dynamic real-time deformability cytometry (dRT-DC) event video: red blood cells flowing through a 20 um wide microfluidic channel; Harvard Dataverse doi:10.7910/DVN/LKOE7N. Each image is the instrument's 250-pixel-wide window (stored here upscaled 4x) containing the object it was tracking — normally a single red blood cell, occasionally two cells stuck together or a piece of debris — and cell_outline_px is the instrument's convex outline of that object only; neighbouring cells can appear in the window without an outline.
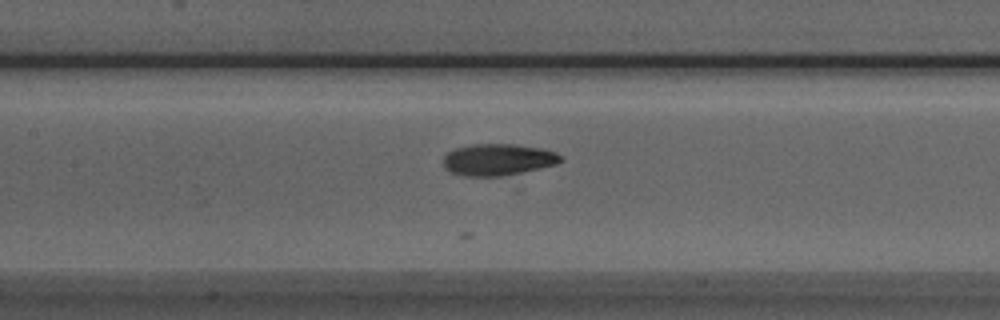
{"species": "Egyptian fruit bat (a non-hibernating species)", "species_latin": "Rousettus aegyptiacus", "temperature_condition": "room temperature", "stored_images_in_passage": 22, "camera_frame_rate_fps": 3000, "um_per_image_px": 0.085, "animal": {"sex": "male"}, "frame": {"image": 1, "passage_image": 9, "time_ms": 2.667, "image_size_px": [1000, 320], "cell_outline_px": [[564, 160], [556, 164], [520, 172], [500, 176], [464, 176], [448, 172], [444, 168], [444, 156], [448, 152], [456, 148], [472, 144], [512, 144], [540, 148], [556, 152]], "centroid_in_image_um": [42.29, 13.57], "position_along_channel_um": 165.1, "area_um2": 21.5}}
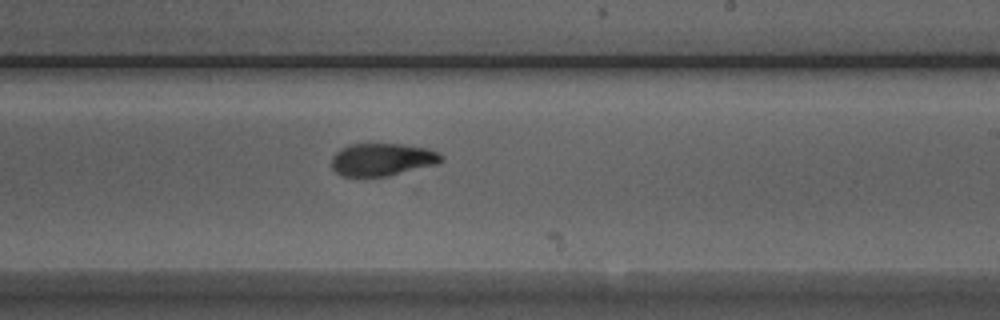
{"frame": {"image": 2, "passage_image": 16, "time_ms": 5.0, "image_size_px": [1000, 320], "cell_outline_px": [[444, 160], [436, 164], [388, 176], [340, 176], [332, 168], [332, 156], [340, 148], [348, 144], [404, 144], [428, 148], [444, 156]], "centroid_in_image_um": [32.48, 13.55], "position_along_channel_um": 256.5, "area_um2": 20.92}}
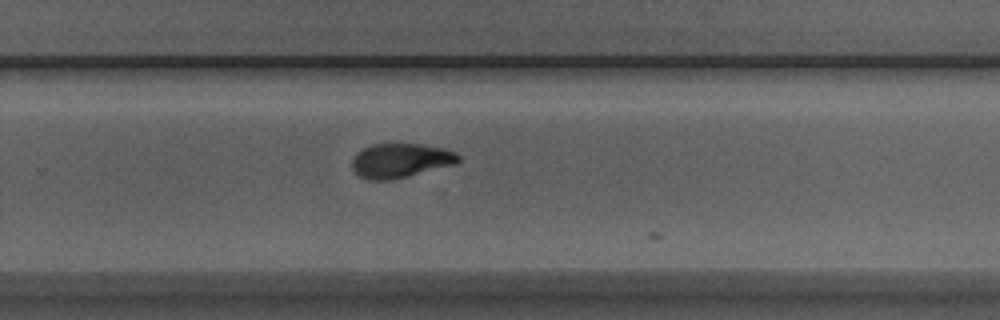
{"frame": {"image": 3, "passage_image": 19, "time_ms": 6.0, "image_size_px": [1000, 320], "cell_outline_px": [[460, 160], [456, 164], [392, 180], [368, 180], [360, 176], [352, 168], [352, 160], [356, 152], [372, 144], [420, 144], [440, 148], [456, 152], [460, 156]], "centroid_in_image_um": [34.03, 13.65], "position_along_channel_um": 295.8, "area_um2": 21.21}}